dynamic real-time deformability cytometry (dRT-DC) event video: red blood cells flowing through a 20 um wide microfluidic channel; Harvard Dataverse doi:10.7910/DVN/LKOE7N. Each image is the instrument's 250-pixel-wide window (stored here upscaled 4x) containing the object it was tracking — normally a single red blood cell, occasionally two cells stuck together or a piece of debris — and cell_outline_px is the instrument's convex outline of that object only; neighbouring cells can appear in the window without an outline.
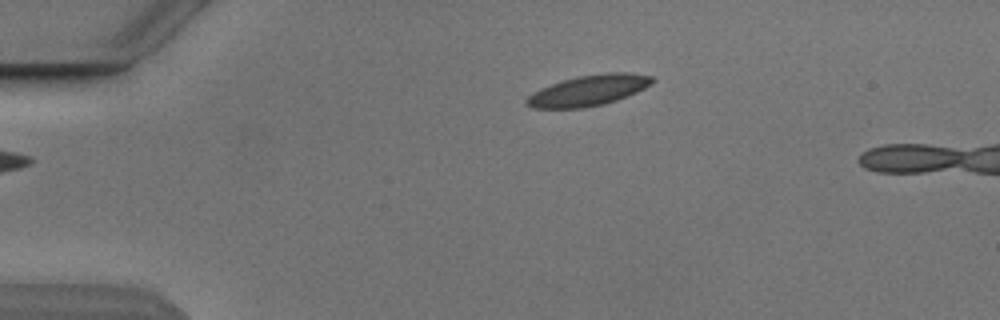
{"species": "Egyptian fruit bat (a non-hibernating species)", "species_latin": "Rousettus aegyptiacus", "temperature_condition": "cold", "stored_images_in_passage": 6, "camera_frame_rate_fps": 3000, "um_per_image_px": 0.085, "animal": {"sex": "male"}, "frame": {"image": 1, "passage_image": 6, "time_ms": 5.667, "image_size_px": [1000, 320], "cell_outline_px": [[656, 80], [644, 88], [636, 92], [616, 100], [604, 104], [584, 108], [532, 108], [524, 104], [524, 100], [532, 92], [540, 88], [560, 80], [580, 76], [604, 72], [628, 72], [652, 76]], "centroid_in_image_um": [49.98, 7.68], "position_along_channel_um": 35.0, "area_um2": 22.66}}